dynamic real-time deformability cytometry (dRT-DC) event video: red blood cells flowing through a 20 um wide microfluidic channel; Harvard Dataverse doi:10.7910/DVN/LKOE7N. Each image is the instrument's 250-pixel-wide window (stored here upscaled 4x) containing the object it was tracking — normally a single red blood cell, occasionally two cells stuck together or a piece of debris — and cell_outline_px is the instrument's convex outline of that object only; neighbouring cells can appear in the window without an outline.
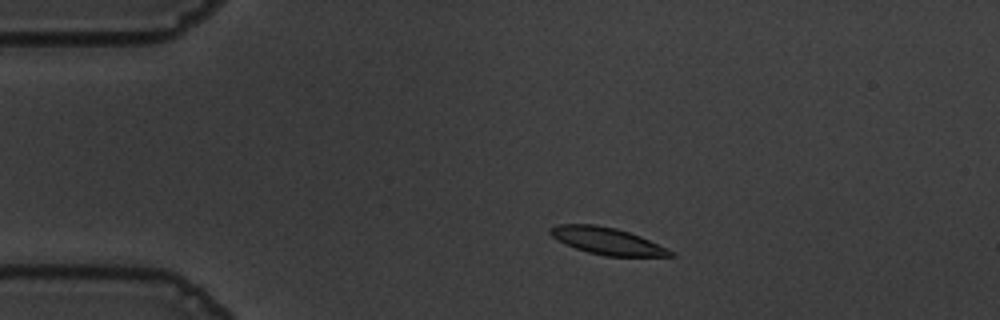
{"species": "common noctule bat (a hibernating species)", "species_latin": "Nyctalus noctula", "temperature_condition": "warm", "stored_images_in_passage": 49, "camera_frame_rate_fps": 3000, "um_per_image_px": 0.085, "animal": {"sex": "male", "body_mass_g": 19.5, "forearm_length_mm": 54.6}, "frame": {"image": 1, "passage_image": 4, "time_ms": 1.0, "image_size_px": [1000, 320], "cell_outline_px": [[676, 256], [604, 256], [588, 252], [576, 248], [552, 236], [548, 232], [548, 228], [556, 224], [596, 224], [616, 228], [640, 236], [668, 248], [676, 252]], "centroid_in_image_um": [51.63, 20.48], "position_along_channel_um": 33.4, "area_um2": 18.84}}
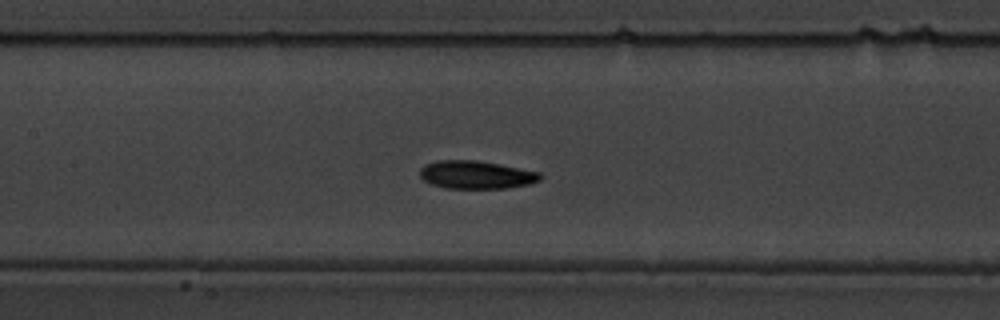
{"frame": {"image": 2, "passage_image": 19, "time_ms": 6.0, "image_size_px": [1000, 320], "cell_outline_px": [[544, 176], [540, 180], [528, 184], [508, 188], [444, 188], [432, 184], [424, 180], [420, 176], [420, 168], [424, 164], [436, 160], [476, 160], [500, 164], [540, 172]], "centroid_in_image_um": [40.47, 14.85], "position_along_channel_um": 166.9, "area_um2": 19.77}}
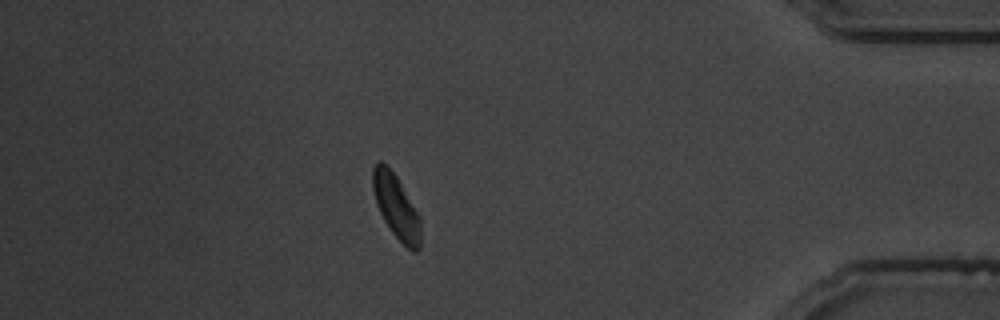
{"frame": {"image": 3, "passage_image": 42, "time_ms": 13.667, "image_size_px": [1000, 320], "cell_outline_px": [[420, 248], [416, 252], [412, 252], [392, 232], [384, 220], [376, 204], [372, 188], [372, 168], [380, 160], [396, 176], [416, 212], [420, 220]], "centroid_in_image_um": [33.65, 17.58], "position_along_channel_um": 401.6, "area_um2": 17.28}, "authors_computed_cell_mechanics": {"area_um2": 19.0162, "velocity_mm_per_s": 3.5806, "shape_relaxation_time_tau1_ms": 3.9908, "shape_relaxation_time_tau2_ms": 6.8595, "deformation_change_tau1": 0.1462, "deformation_change_tau2": 0.1183}}